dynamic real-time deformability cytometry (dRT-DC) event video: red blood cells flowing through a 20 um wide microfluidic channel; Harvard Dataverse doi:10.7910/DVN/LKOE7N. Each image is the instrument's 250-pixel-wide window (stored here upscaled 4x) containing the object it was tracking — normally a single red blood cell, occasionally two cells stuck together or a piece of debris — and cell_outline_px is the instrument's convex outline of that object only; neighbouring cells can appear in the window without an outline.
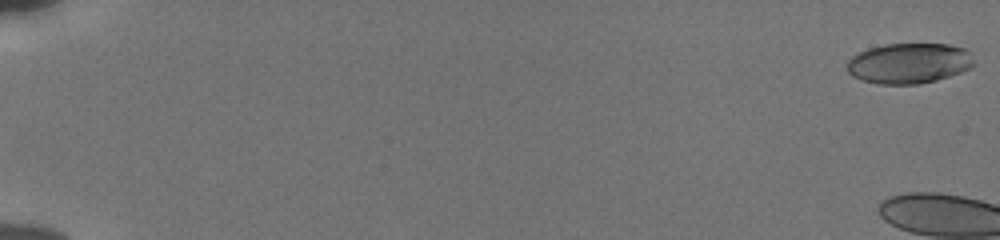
{"species": "human", "species_latin": "Homo sapiens", "temperature_condition": "cold", "stored_images_in_passage": 6, "camera_frame_rate_fps": 3000, "um_per_image_px": 0.085, "donor": {"sex": "male"}, "frame": {"image": 1, "passage_image": 1, "time_ms": 0.0, "image_size_px": [1000, 240], "cell_outline_px": [[976, 64], [960, 72], [936, 80], [920, 84], [880, 84], [860, 80], [852, 76], [848, 72], [848, 60], [852, 56], [868, 48], [884, 44], [948, 44], [964, 48], [968, 52]], "centroid_in_image_um": [77.24, 5.38], "position_along_channel_um": 7.8, "area_um2": 29.82}}